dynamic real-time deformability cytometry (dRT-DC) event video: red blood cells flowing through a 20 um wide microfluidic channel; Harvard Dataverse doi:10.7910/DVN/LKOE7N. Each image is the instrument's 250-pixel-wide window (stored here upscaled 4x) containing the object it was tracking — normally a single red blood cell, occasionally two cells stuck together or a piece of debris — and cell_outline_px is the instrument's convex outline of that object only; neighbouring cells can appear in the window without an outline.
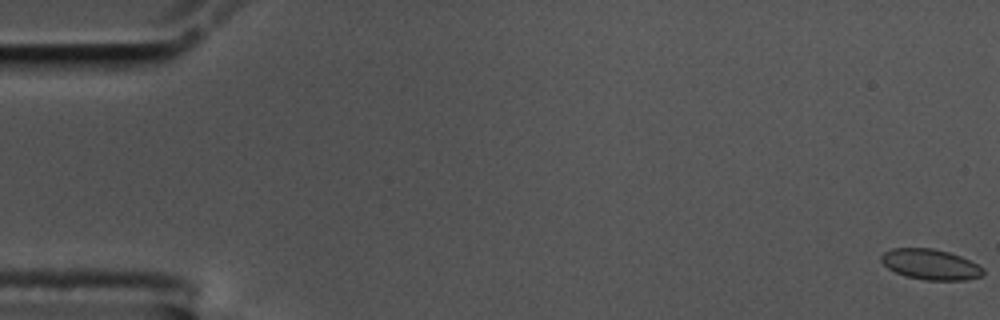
{"species": "common noctule bat (a hibernating species)", "species_latin": "Nyctalus noctula", "temperature_condition": "cold", "stored_images_in_passage": 59, "camera_frame_rate_fps": 3000, "um_per_image_px": 0.085, "animal": {"sex": "male", "body_mass_g": 17.5, "forearm_length_mm": 52.3}, "frame": {"image": 1, "passage_image": 1, "time_ms": 0.0, "image_size_px": [1000, 320], "cell_outline_px": [[984, 272], [980, 276], [964, 280], [924, 280], [904, 276], [888, 268], [880, 260], [880, 256], [884, 252], [892, 248], [932, 248], [948, 252], [960, 256], [984, 268]], "centroid_in_image_um": [79.06, 22.47], "position_along_channel_um": 5.9, "area_um2": 18.03}}
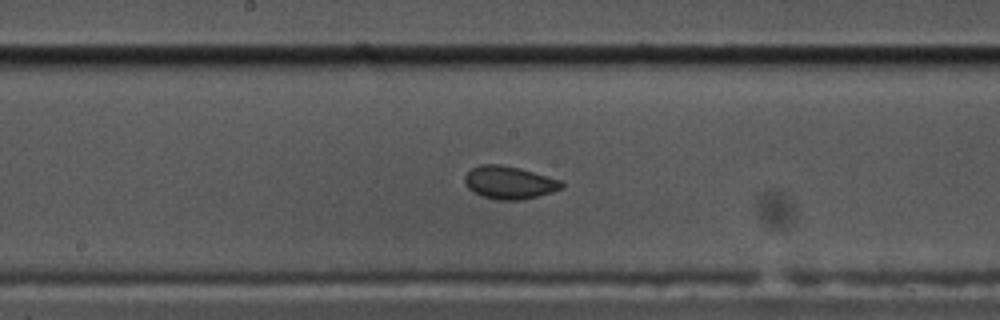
{"frame": {"image": 2, "passage_image": 31, "time_ms": 10.0, "image_size_px": [1000, 320], "cell_outline_px": [[564, 188], [552, 192], [520, 200], [496, 200], [480, 196], [468, 188], [464, 180], [464, 176], [472, 168], [480, 164], [500, 164], [520, 168], [560, 180], [564, 184]], "centroid_in_image_um": [43.27, 15.52], "position_along_channel_um": 204.9, "area_um2": 18.55}}
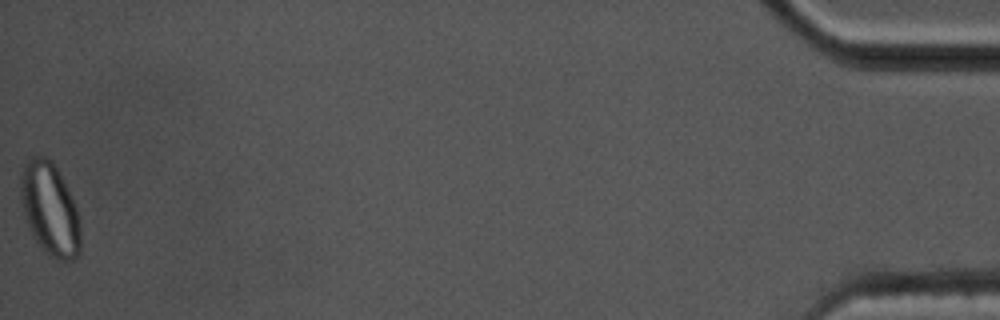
{"frame": {"image": 3, "passage_image": 59, "time_ms": 19.333, "image_size_px": [1000, 320], "cell_outline_px": [[80, 256], [72, 260], [60, 260], [44, 252], [32, 236], [24, 216], [20, 200], [20, 172], [28, 156], [36, 152], [52, 160], [68, 188], [76, 208], [80, 220]], "centroid_in_image_um": [4.21, 17.73], "position_along_channel_um": 431.0, "area_um2": 33.12}, "authors_computed_cell_mechanics": {"area_um2": 18.3226, "velocity_mm_per_s": 3.4799, "shape_relaxation_time_tau1_ms": 4.6775, "shape_relaxation_time_tau2_ms": 1.0975, "deformation_change_tau1": 0.082, "deformation_change_tau2": 0.0392}}